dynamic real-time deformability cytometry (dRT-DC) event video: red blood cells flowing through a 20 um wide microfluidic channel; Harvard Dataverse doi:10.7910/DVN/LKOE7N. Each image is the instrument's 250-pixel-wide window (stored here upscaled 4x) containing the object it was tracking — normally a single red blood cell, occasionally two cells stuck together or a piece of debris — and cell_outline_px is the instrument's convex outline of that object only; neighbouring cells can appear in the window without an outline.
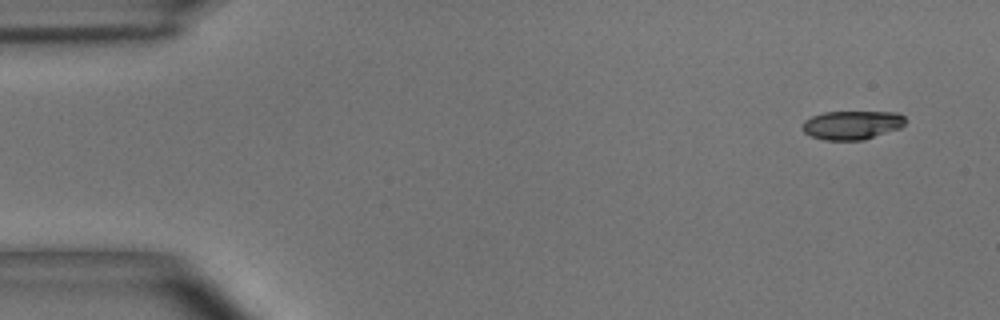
{"species": "common noctule bat (a hibernating species)", "species_latin": "Nyctalus noctula", "temperature_condition": "room temperature", "stored_images_in_passage": 5, "camera_frame_rate_fps": 3000, "um_per_image_px": 0.085, "animal": {"sex": "male", "body_mass_g": 15.6}, "frame": {"image": 1, "passage_image": 1, "time_ms": 0.0, "image_size_px": [1000, 320], "cell_outline_px": [[904, 124], [900, 128], [864, 140], [824, 140], [812, 136], [804, 132], [804, 120], [812, 116], [824, 112], [896, 112], [904, 116]], "centroid_in_image_um": [72.43, 10.63], "position_along_channel_um": 12.6, "area_um2": 17.11}}
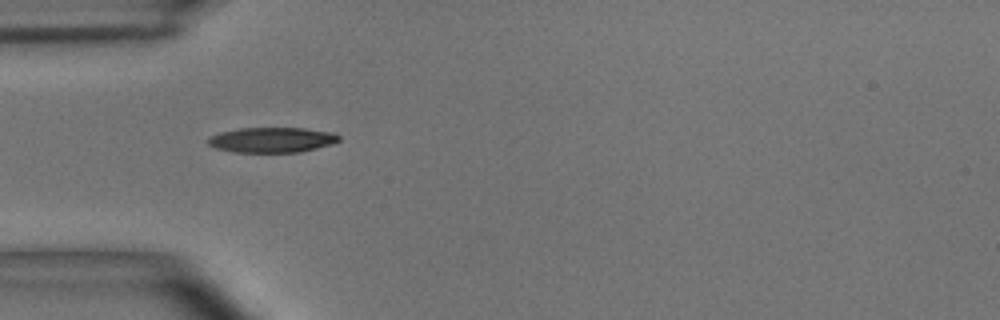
{"frame": {"image": 2, "passage_image": 4, "time_ms": 1.0, "image_size_px": [1000, 320], "cell_outline_px": [[340, 140], [332, 144], [300, 152], [232, 152], [216, 148], [208, 144], [208, 136], [220, 132], [240, 128], [304, 128], [332, 132], [340, 136]], "centroid_in_image_um": [23.1, 11.89], "position_along_channel_um": 61.9, "area_um2": 19.25}}
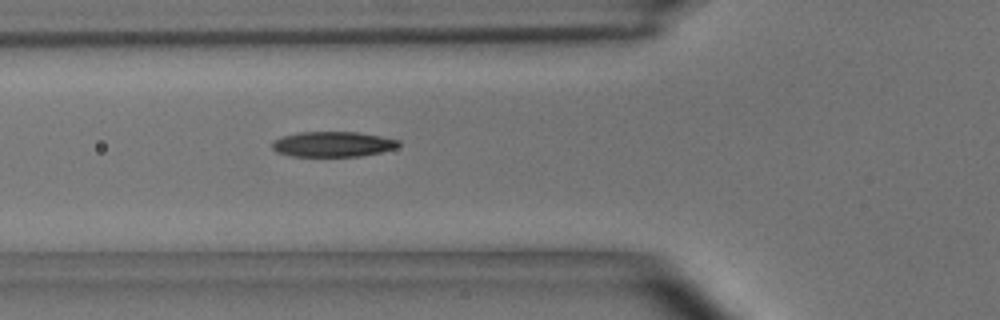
{"frame": {"image": 3, "passage_image": 5, "time_ms": 1.333, "image_size_px": [1000, 320], "cell_outline_px": [[400, 144], [396, 148], [380, 152], [360, 156], [292, 156], [276, 152], [272, 148], [272, 140], [280, 136], [296, 132], [360, 132], [400, 140]], "centroid_in_image_um": [28.25, 12.24], "position_along_channel_um": 97.5, "area_um2": 18.79}}